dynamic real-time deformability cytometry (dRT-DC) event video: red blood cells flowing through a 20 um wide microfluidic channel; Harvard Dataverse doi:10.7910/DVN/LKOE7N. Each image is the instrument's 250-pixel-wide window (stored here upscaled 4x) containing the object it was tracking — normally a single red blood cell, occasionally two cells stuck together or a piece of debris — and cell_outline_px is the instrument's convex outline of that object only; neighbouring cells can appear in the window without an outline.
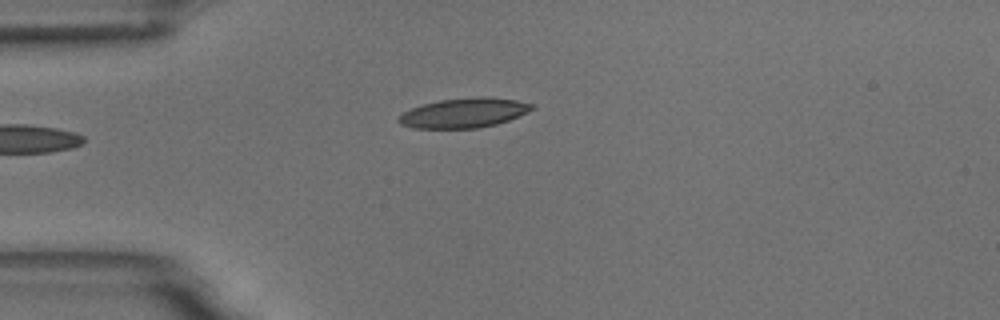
{"species": "common noctule bat (a hibernating species)", "species_latin": "Nyctalus noctula", "temperature_condition": "room temperature", "stored_images_in_passage": 3, "camera_frame_rate_fps": 3000, "um_per_image_px": 0.085, "animal": {"sex": "male", "body_mass_g": 18.8}, "frame": {"image": 1, "passage_image": 1, "time_ms": 0.0, "image_size_px": [1000, 320], "cell_outline_px": [[536, 108], [508, 120], [496, 124], [476, 128], [412, 128], [400, 124], [396, 120], [404, 112], [412, 108], [424, 104], [440, 100], [480, 96], [488, 96], [516, 100], [536, 104]], "centroid_in_image_um": [39.46, 9.59], "position_along_channel_um": 45.5, "area_um2": 23.0}}
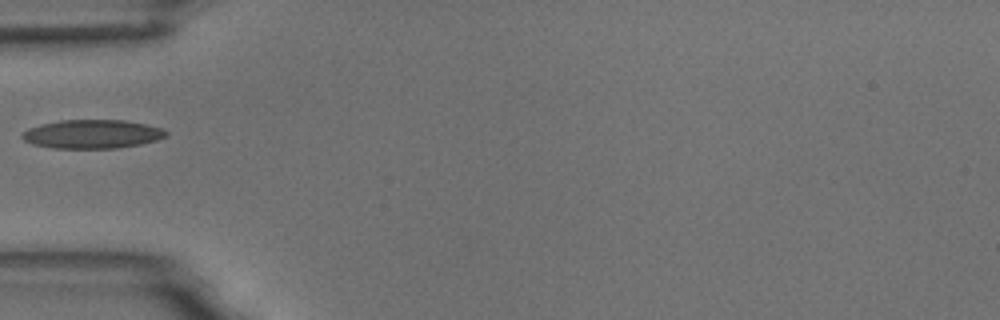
{"frame": {"image": 2, "passage_image": 2, "time_ms": 1.333, "image_size_px": [1000, 320], "cell_outline_px": [[168, 136], [156, 140], [140, 144], [116, 148], [52, 148], [32, 144], [24, 140], [20, 136], [28, 128], [40, 124], [60, 120], [124, 120], [148, 124], [164, 128], [168, 132]], "centroid_in_image_um": [7.86, 11.39], "position_along_channel_um": 77.1, "area_um2": 24.28}}